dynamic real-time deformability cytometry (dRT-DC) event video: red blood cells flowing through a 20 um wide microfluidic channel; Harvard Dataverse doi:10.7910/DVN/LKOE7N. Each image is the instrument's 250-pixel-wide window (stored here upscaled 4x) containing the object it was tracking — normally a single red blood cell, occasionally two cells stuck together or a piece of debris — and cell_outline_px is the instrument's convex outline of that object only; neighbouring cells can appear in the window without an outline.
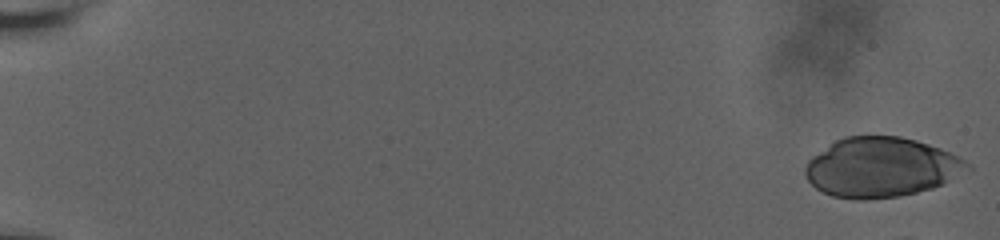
{"species": "human", "species_latin": "Homo sapiens", "temperature_condition": "room temperature", "stored_images_in_passage": 11, "camera_frame_rate_fps": 3000, "um_per_image_px": 0.085, "donor": {"sex": "male"}, "frame": {"image": 1, "passage_image": 1, "time_ms": 0.0, "image_size_px": [1000, 240], "cell_outline_px": [[972, 168], [932, 188], [916, 192], [896, 196], [864, 200], [856, 200], [832, 196], [816, 188], [808, 180], [804, 172], [804, 168], [808, 160], [812, 156], [836, 140], [844, 136], [900, 136], [916, 140], [940, 148], [972, 164]], "centroid_in_image_um": [74.86, 14.22], "position_along_channel_um": 10.1, "area_um2": 56.07}}